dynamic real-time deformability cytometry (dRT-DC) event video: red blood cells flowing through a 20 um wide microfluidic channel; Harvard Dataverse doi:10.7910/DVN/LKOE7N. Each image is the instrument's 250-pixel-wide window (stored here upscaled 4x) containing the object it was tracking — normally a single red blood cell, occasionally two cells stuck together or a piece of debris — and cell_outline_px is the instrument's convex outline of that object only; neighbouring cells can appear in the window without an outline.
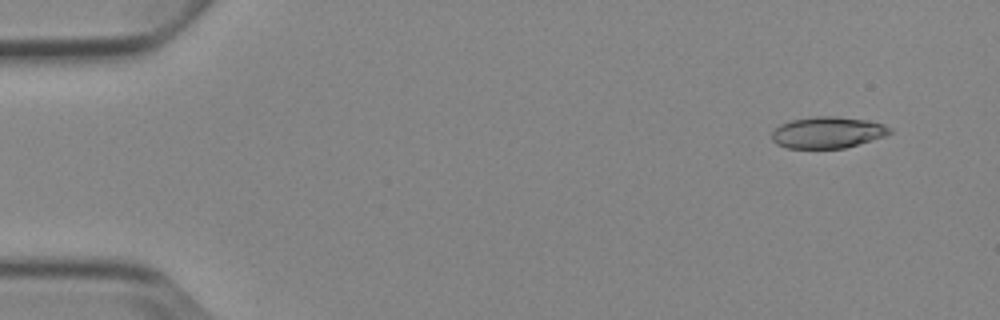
{"species": "Egyptian fruit bat (a non-hibernating species)", "species_latin": "Rousettus aegyptiacus", "temperature_condition": "cold", "stored_images_in_passage": 6, "camera_frame_rate_fps": 3000, "um_per_image_px": 0.085, "animal": {"sex": "female"}, "frame": {"image": 1, "passage_image": 1, "time_ms": 0.0, "image_size_px": [1000, 320], "cell_outline_px": [[892, 132], [884, 136], [844, 148], [788, 148], [776, 144], [772, 140], [772, 132], [780, 124], [792, 120], [816, 116], [836, 116], [868, 120], [884, 124], [892, 128]], "centroid_in_image_um": [70.35, 11.25], "position_along_channel_um": 14.7, "area_um2": 21.56}}
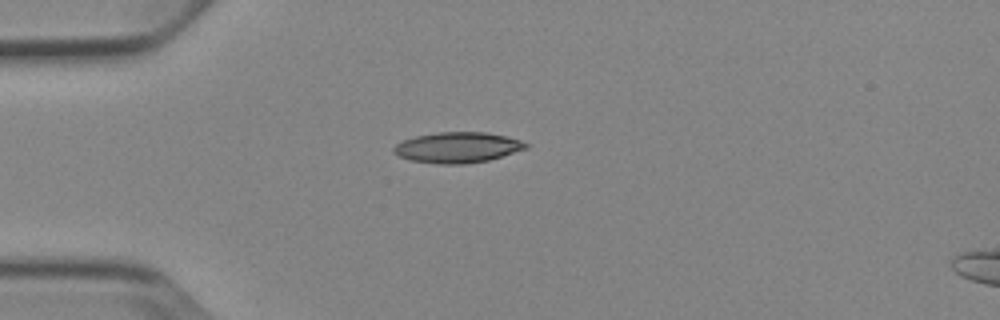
{"frame": {"image": 2, "passage_image": 4, "time_ms": 3.333, "image_size_px": [1000, 320], "cell_outline_px": [[528, 148], [488, 160], [464, 164], [440, 164], [412, 160], [400, 156], [392, 152], [392, 148], [396, 144], [404, 140], [416, 136], [436, 132], [488, 132], [508, 136], [520, 140], [528, 144]], "centroid_in_image_um": [38.9, 12.52], "position_along_channel_um": 46.1, "area_um2": 23.52}}
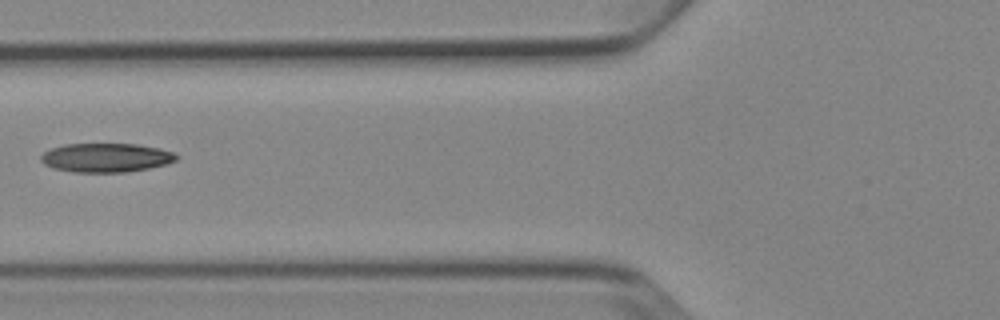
{"frame": {"image": 3, "passage_image": 6, "time_ms": 5.667, "image_size_px": [1000, 320], "cell_outline_px": [[180, 156], [176, 160], [164, 164], [148, 168], [124, 172], [76, 172], [52, 168], [44, 164], [40, 160], [40, 156], [44, 152], [52, 148], [64, 144], [136, 144], [160, 148], [172, 152]], "centroid_in_image_um": [8.99, 13.39], "position_along_channel_um": 116.8, "area_um2": 22.77}}